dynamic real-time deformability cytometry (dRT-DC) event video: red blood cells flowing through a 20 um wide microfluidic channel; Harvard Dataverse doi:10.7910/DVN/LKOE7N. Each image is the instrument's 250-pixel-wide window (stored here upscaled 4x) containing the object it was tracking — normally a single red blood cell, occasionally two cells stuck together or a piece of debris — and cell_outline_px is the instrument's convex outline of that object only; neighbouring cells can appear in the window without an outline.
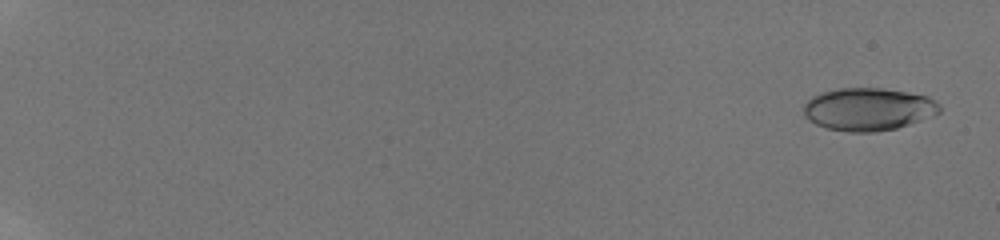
{"species": "human", "species_latin": "Homo sapiens", "temperature_condition": "room temperature", "stored_images_in_passage": 21, "camera_frame_rate_fps": 3000, "um_per_image_px": 0.085, "donor": {"sex": "male"}, "frame": {"image": 1, "passage_image": 2, "time_ms": 0.333, "image_size_px": [1000, 240], "cell_outline_px": [[940, 112], [908, 124], [896, 128], [872, 132], [848, 132], [828, 128], [816, 124], [808, 120], [804, 116], [804, 104], [812, 96], [824, 92], [840, 88], [884, 88], [928, 96], [936, 100], [940, 104]], "centroid_in_image_um": [73.79, 9.27], "position_along_channel_um": 11.2, "area_um2": 33.64}}
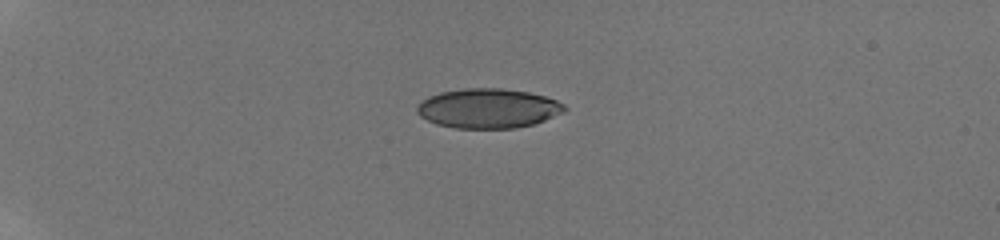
{"frame": {"image": 2, "passage_image": 14, "time_ms": 5.333, "image_size_px": [1000, 240], "cell_outline_px": [[568, 108], [564, 112], [544, 120], [532, 124], [516, 128], [456, 128], [436, 124], [420, 116], [416, 112], [416, 108], [420, 100], [428, 96], [440, 92], [464, 88], [500, 88], [528, 92], [544, 96], [556, 100], [564, 104]], "centroid_in_image_um": [41.47, 9.2], "position_along_channel_um": 43.5, "area_um2": 34.1}}
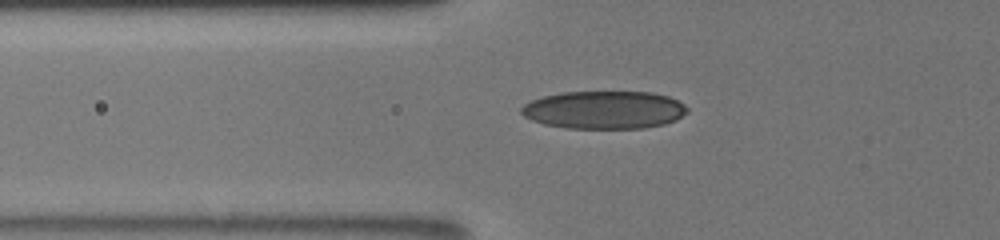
{"frame": {"image": 3, "passage_image": 19, "time_ms": 7.667, "image_size_px": [1000, 240], "cell_outline_px": [[688, 112], [676, 120], [664, 124], [644, 128], [568, 128], [544, 124], [532, 120], [524, 116], [520, 112], [520, 108], [524, 104], [532, 100], [544, 96], [560, 92], [652, 92], [668, 96], [684, 104], [688, 108]], "centroid_in_image_um": [51.36, 9.34], "position_along_channel_um": 74.4, "area_um2": 36.7}}